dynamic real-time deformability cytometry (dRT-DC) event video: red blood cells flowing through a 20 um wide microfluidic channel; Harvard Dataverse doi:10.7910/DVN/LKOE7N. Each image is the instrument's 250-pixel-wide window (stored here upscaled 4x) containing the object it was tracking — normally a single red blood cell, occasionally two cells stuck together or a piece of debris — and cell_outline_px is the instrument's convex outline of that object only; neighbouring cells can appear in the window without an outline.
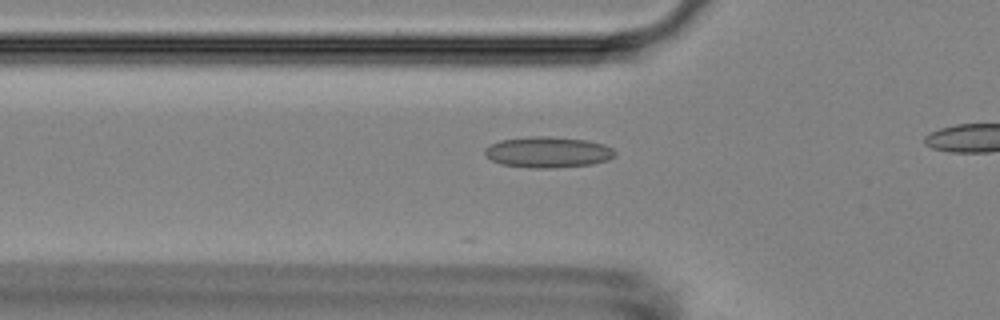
{"species": "Egyptian fruit bat (a non-hibernating species)", "species_latin": "Rousettus aegyptiacus", "temperature_condition": "room temperature", "stored_images_in_passage": 8, "camera_frame_rate_fps": 3000, "um_per_image_px": 0.085, "animal": {"sex": "female"}, "frame": {"image": 1, "passage_image": 2, "time_ms": 0.333, "image_size_px": [1000, 320], "cell_outline_px": [[616, 156], [608, 160], [592, 164], [552, 168], [528, 168], [500, 164], [492, 160], [484, 152], [484, 148], [500, 140], [532, 136], [548, 136], [584, 140], [604, 144], [612, 148], [616, 152]], "centroid_in_image_um": [46.58, 12.94], "position_along_channel_um": 79.2, "area_um2": 23.47}}
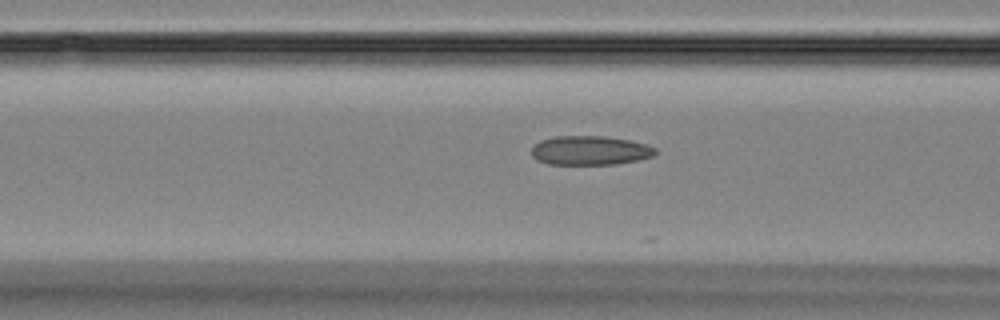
{"frame": {"image": 2, "passage_image": 5, "time_ms": 1.333, "image_size_px": [1000, 320], "cell_outline_px": [[656, 152], [652, 156], [636, 160], [616, 164], [548, 164], [536, 160], [532, 156], [532, 148], [540, 140], [556, 136], [604, 136], [628, 140], [648, 144], [656, 148]], "centroid_in_image_um": [50.14, 12.78], "position_along_channel_um": 116.5, "area_um2": 20.98}}